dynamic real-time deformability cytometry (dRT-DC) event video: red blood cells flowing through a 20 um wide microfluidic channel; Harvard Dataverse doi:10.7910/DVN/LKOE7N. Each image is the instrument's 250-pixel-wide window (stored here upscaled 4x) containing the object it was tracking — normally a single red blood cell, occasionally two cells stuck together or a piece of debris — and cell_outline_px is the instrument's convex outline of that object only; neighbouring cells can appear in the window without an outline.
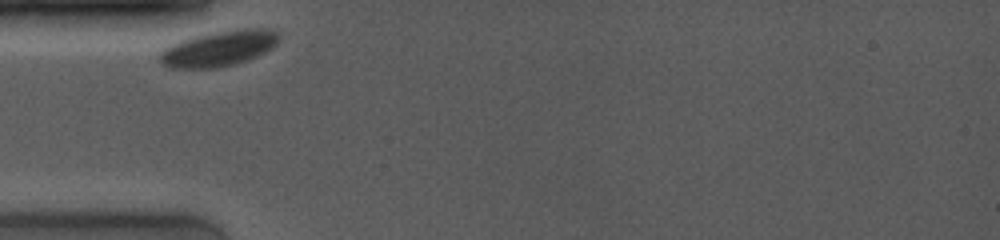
{"species": "common noctule bat (a hibernating species)", "species_latin": "Nyctalus noctula", "temperature_condition": "room temperature", "stored_images_in_passage": 24, "camera_frame_rate_fps": 4000, "um_per_image_px": 0.085, "animal": {"sex": "female", "body_mass_g": 19.0, "forearm_length_mm": 53.3}, "frame": {"image": 1, "passage_image": 1, "time_ms": 0.0, "image_size_px": [1000, 240], "cell_outline_px": [[280, 36], [276, 44], [272, 48], [248, 60], [232, 64], [212, 68], [168, 68], [160, 60], [160, 52], [164, 48], [172, 44], [196, 36], [216, 32], [244, 28], [268, 28], [280, 32]], "centroid_in_image_um": [18.65, 4.11], "position_along_channel_um": 66.4, "area_um2": 24.39}}
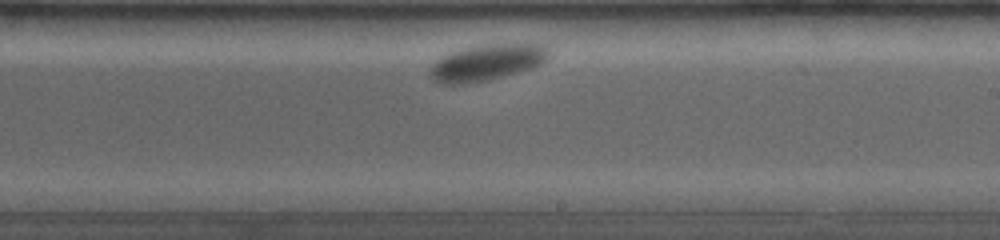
{"frame": {"image": 2, "passage_image": 15, "time_ms": 5.5, "image_size_px": [1000, 240], "cell_outline_px": [[548, 56], [540, 64], [532, 68], [504, 76], [488, 80], [468, 84], [440, 84], [432, 80], [428, 68], [440, 56], [448, 52], [464, 48], [488, 44], [548, 44]], "centroid_in_image_um": [41.32, 5.32], "position_along_channel_um": 247.7, "area_um2": 25.26}}
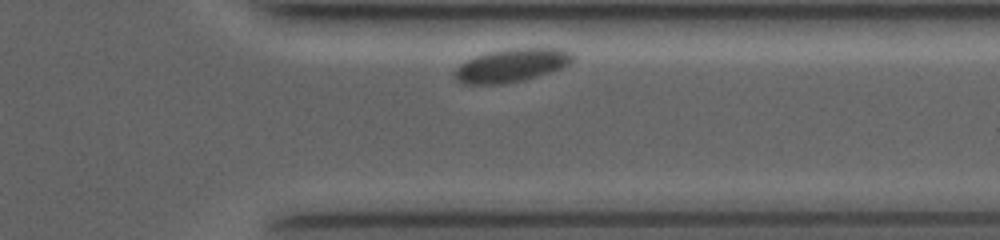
{"frame": {"image": 3, "passage_image": 23, "time_ms": 9.0, "image_size_px": [1000, 240], "cell_outline_px": [[576, 56], [568, 64], [560, 68], [524, 80], [504, 84], [460, 84], [456, 80], [452, 72], [460, 64], [476, 56], [508, 48], [560, 48], [572, 52]], "centroid_in_image_um": [43.46, 5.56], "position_along_channel_um": 367.9, "area_um2": 22.83}}